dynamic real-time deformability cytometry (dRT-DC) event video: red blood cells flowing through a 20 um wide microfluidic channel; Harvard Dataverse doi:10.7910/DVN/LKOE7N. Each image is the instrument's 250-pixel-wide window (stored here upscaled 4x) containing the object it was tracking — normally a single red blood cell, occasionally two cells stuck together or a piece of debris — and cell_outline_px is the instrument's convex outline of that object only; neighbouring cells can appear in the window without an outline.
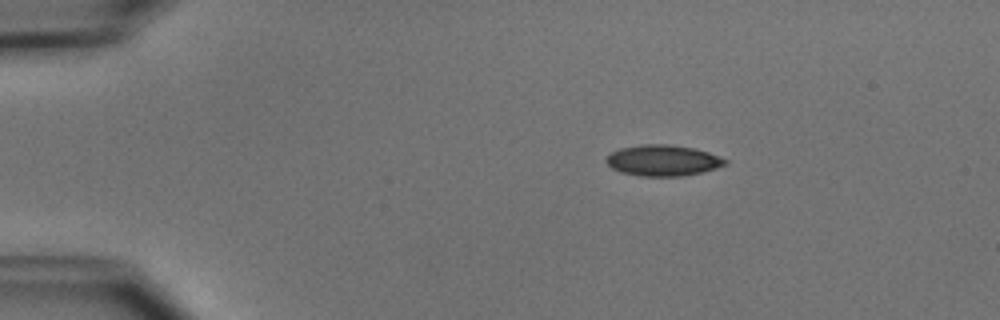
{"species": "common noctule bat (a hibernating species)", "species_latin": "Nyctalus noctula", "temperature_condition": "cold", "stored_images_in_passage": 43, "camera_frame_rate_fps": 3000, "um_per_image_px": 0.085, "animal": {"sex": "male", "body_mass_g": 15.6}, "frame": {"image": 1, "passage_image": 1, "time_ms": 0.0, "image_size_px": [1000, 320], "cell_outline_px": [[728, 164], [716, 168], [700, 172], [680, 176], [640, 176], [620, 172], [612, 168], [604, 160], [612, 152], [620, 148], [640, 144], [668, 144], [692, 148], [708, 152], [720, 156], [728, 160]], "centroid_in_image_um": [56.34, 13.63], "position_along_channel_um": 28.7, "area_um2": 21.44}}
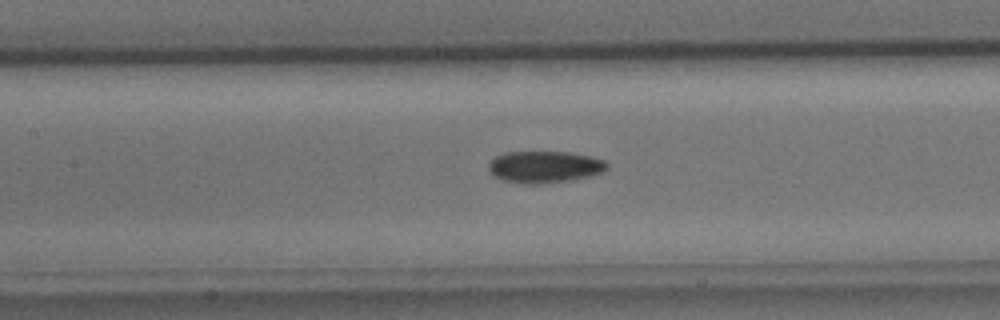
{"frame": {"image": 2, "passage_image": 16, "time_ms": 5.0, "image_size_px": [1000, 320], "cell_outline_px": [[608, 168], [604, 172], [592, 176], [572, 180], [540, 184], [524, 184], [504, 180], [492, 176], [488, 168], [488, 164], [496, 156], [504, 152], [568, 152], [592, 156], [604, 160], [608, 164]], "centroid_in_image_um": [46.31, 14.19], "position_along_channel_um": 161.1, "area_um2": 22.25}}
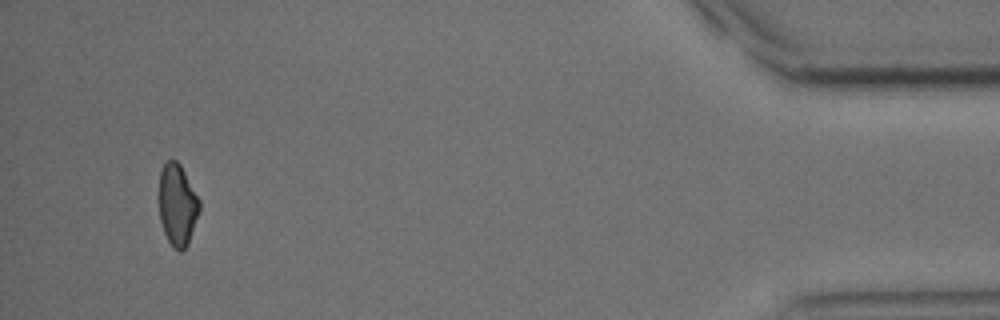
{"frame": {"image": 3, "passage_image": 41, "time_ms": 13.333, "image_size_px": [1000, 320], "cell_outline_px": [[200, 212], [188, 244], [180, 252], [172, 248], [164, 232], [160, 220], [160, 172], [164, 164], [168, 160], [176, 160], [180, 164], [200, 200]], "centroid_in_image_um": [15.1, 17.44], "position_along_channel_um": 420.1, "area_um2": 19.19}, "authors_computed_cell_mechanics": {"area_um2": 21.1548, "velocity_mm_per_s": 3.9228, "shape_relaxation_time_tau1_ms": 3.3531, "shape_relaxation_time_tau2_ms": 7.3314, "deformation_change_tau1": 0.1012, "deformation_change_tau2": 0.1239}}